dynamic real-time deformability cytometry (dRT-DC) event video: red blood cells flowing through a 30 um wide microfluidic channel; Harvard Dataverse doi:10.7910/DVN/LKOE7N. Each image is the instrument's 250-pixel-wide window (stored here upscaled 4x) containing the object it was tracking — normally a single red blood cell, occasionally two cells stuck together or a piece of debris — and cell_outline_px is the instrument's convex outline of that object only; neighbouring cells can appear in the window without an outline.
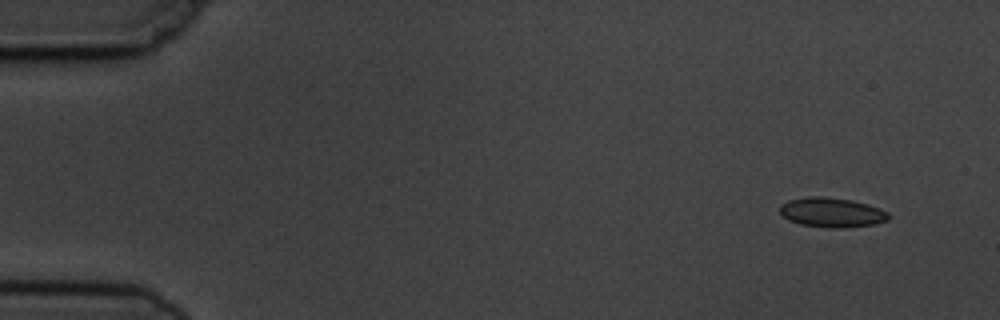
{"species": "common noctule bat (a hibernating species)", "species_latin": "Nyctalus noctula", "temperature_condition": "cold", "stored_images_in_passage": 4, "camera_frame_rate_fps": 3000, "um_per_image_px": 0.085, "animal": {"sex": "male", "body_mass_g": 19.5, "forearm_length_mm": 54.6}, "frame": {"image": 1, "passage_image": 1, "time_ms": 0.0, "image_size_px": [1000, 320], "cell_outline_px": [[888, 220], [876, 224], [840, 228], [832, 228], [800, 224], [788, 220], [780, 212], [780, 204], [788, 200], [808, 196], [820, 196], [852, 200], [868, 204], [880, 208], [888, 212]], "centroid_in_image_um": [70.7, 18.05], "position_along_channel_um": 14.3, "area_um2": 18.79}}